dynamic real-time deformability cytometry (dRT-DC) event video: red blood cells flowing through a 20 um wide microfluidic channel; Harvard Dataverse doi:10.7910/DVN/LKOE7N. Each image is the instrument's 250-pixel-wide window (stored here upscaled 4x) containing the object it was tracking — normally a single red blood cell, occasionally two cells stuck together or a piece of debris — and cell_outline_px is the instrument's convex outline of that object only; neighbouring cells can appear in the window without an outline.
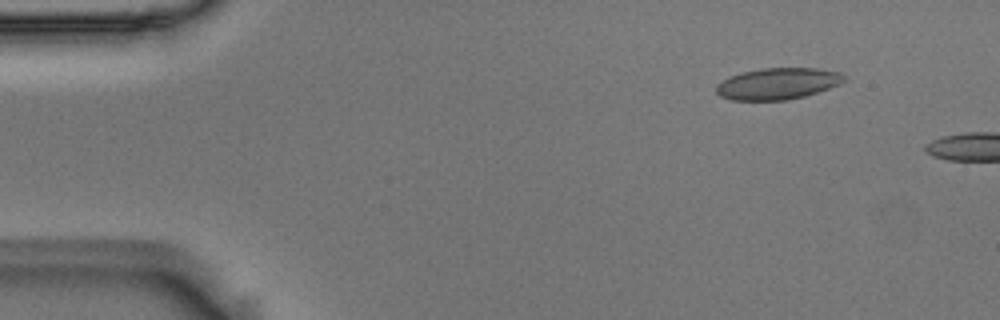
{"species": "Egyptian fruit bat (a non-hibernating species)", "species_latin": "Rousettus aegyptiacus", "temperature_condition": "room temperature", "stored_images_in_passage": 3, "camera_frame_rate_fps": 3000, "um_per_image_px": 0.085, "animal": {"sex": "male"}, "frame": {"image": 1, "passage_image": 2, "time_ms": 0.333, "image_size_px": [1000, 320], "cell_outline_px": [[844, 80], [840, 84], [804, 96], [788, 100], [732, 100], [720, 96], [716, 92], [716, 84], [728, 76], [740, 72], [760, 68], [816, 68], [840, 72], [844, 76]], "centroid_in_image_um": [66.05, 7.1], "position_along_channel_um": 18.9, "area_um2": 23.52}}